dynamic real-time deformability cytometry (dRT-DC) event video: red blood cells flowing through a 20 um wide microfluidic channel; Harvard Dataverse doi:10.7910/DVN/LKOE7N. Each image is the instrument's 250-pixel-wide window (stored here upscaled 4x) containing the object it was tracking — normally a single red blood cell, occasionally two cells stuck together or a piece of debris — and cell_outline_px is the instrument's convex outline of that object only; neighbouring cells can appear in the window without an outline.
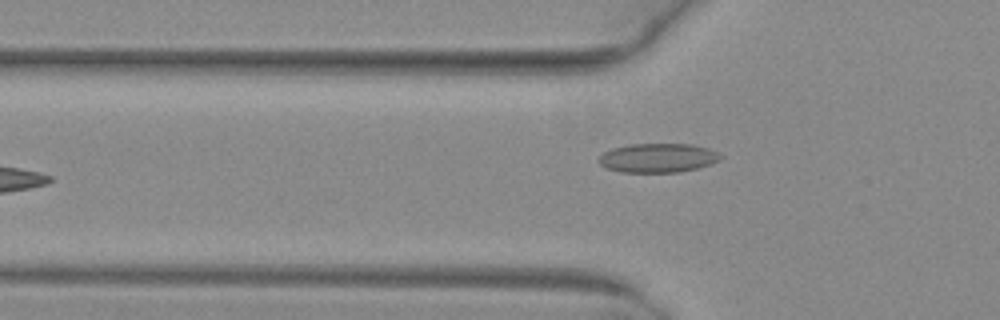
{"species": "common noctule bat (a hibernating species)", "species_latin": "Nyctalus noctula", "temperature_condition": "warm", "stored_images_in_passage": 34, "camera_frame_rate_fps": 3000, "um_per_image_px": 0.085, "animal": {"sex": "female", "body_mass_g": 29.2, "forearm_length_mm": 56.3}, "frame": {"image": 1, "passage_image": 4, "time_ms": 1.0, "image_size_px": [1000, 320], "cell_outline_px": [[724, 156], [720, 160], [712, 164], [680, 172], [620, 172], [608, 168], [600, 164], [596, 160], [604, 152], [612, 148], [632, 144], [692, 144], [708, 148]], "centroid_in_image_um": [55.93, 13.42], "position_along_channel_um": 69.9, "area_um2": 20.69}}
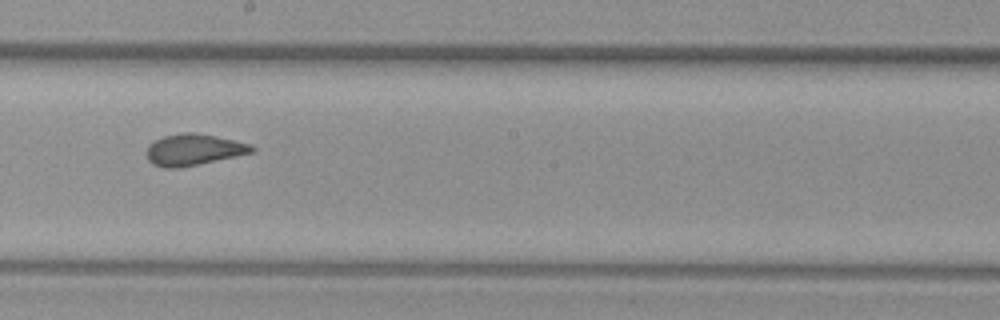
{"frame": {"image": 2, "passage_image": 16, "time_ms": 5.0, "image_size_px": [1000, 320], "cell_outline_px": [[256, 148], [252, 152], [180, 168], [164, 168], [152, 164], [148, 160], [148, 144], [164, 136], [184, 132], [192, 132], [216, 136], [252, 144]], "centroid_in_image_um": [16.45, 12.72], "position_along_channel_um": 231.8, "area_um2": 19.02}}
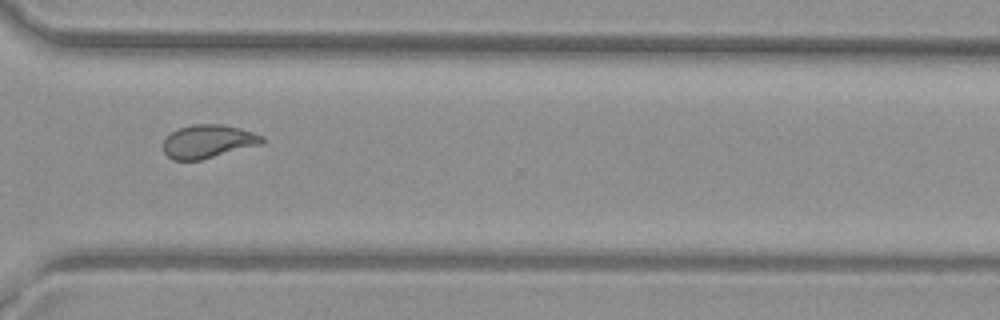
{"frame": {"image": 3, "passage_image": 25, "time_ms": 8.0, "image_size_px": [1000, 320], "cell_outline_px": [[264, 140], [260, 144], [200, 160], [172, 160], [164, 152], [164, 140], [176, 128], [192, 124], [224, 124], [240, 128], [264, 136]], "centroid_in_image_um": [17.67, 12.0], "position_along_channel_um": 352.9, "area_um2": 19.07}}